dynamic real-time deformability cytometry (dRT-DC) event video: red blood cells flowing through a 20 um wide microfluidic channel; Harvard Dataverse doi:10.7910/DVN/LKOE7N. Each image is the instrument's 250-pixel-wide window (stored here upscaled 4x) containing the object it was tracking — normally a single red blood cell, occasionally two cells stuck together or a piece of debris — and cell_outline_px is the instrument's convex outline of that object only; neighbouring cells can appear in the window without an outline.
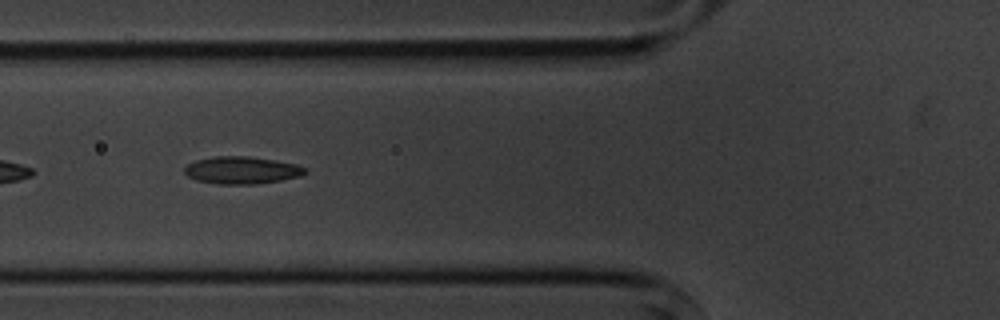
{"species": "common noctule bat (a hibernating species)", "species_latin": "Nyctalus noctula", "temperature_condition": "cold", "stored_images_in_passage": 10, "camera_frame_rate_fps": 3000, "um_per_image_px": 0.085, "animal": {"sex": "male", "body_mass_g": 20.1, "forearm_length_mm": 53.5}, "frame": {"image": 1, "passage_image": 5, "time_ms": 4.333, "image_size_px": [1000, 320], "cell_outline_px": [[308, 172], [300, 176], [280, 180], [256, 184], [216, 184], [196, 180], [188, 176], [184, 172], [184, 168], [188, 164], [196, 160], [216, 156], [248, 156], [296, 164], [304, 168]], "centroid_in_image_um": [20.52, 14.47], "position_along_channel_um": 105.3, "area_um2": 19.07}}
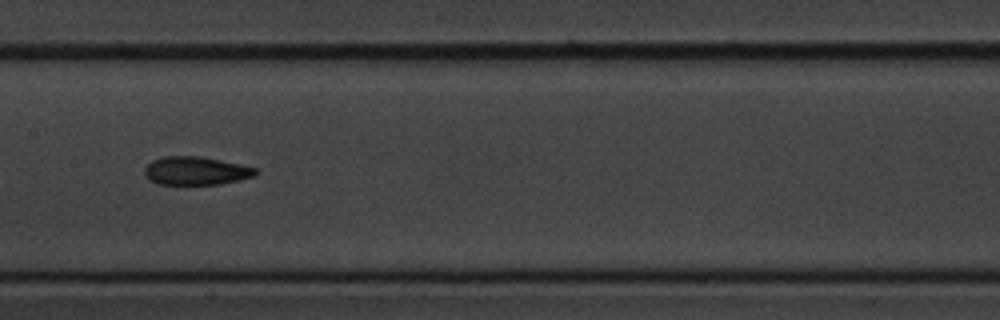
{"frame": {"image": 2, "passage_image": 7, "time_ms": 6.667, "image_size_px": [1000, 320], "cell_outline_px": [[256, 176], [240, 180], [220, 184], [156, 184], [148, 180], [144, 172], [144, 168], [152, 160], [164, 156], [200, 156], [240, 164], [256, 168]], "centroid_in_image_um": [16.63, 14.52], "position_along_channel_um": 190.8, "area_um2": 18.38}}
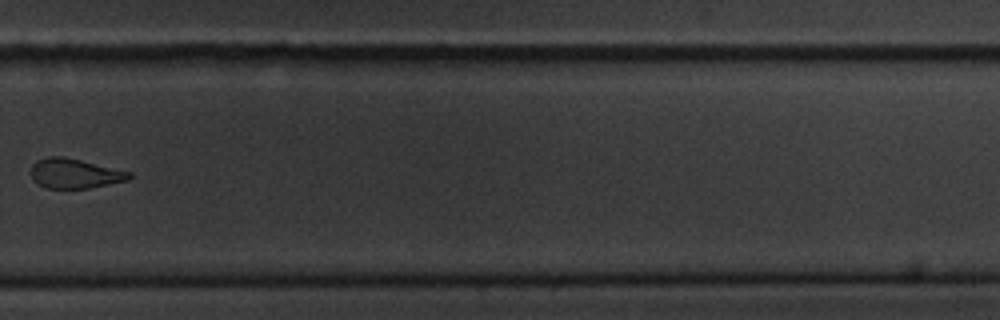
{"frame": {"image": 3, "passage_image": 10, "time_ms": 10.333, "image_size_px": [1000, 320], "cell_outline_px": [[132, 176], [128, 180], [88, 188], [48, 188], [32, 180], [28, 172], [32, 164], [36, 160], [48, 156], [64, 156], [132, 172]], "centroid_in_image_um": [6.3, 14.73], "position_along_channel_um": 323.5, "area_um2": 17.17}}